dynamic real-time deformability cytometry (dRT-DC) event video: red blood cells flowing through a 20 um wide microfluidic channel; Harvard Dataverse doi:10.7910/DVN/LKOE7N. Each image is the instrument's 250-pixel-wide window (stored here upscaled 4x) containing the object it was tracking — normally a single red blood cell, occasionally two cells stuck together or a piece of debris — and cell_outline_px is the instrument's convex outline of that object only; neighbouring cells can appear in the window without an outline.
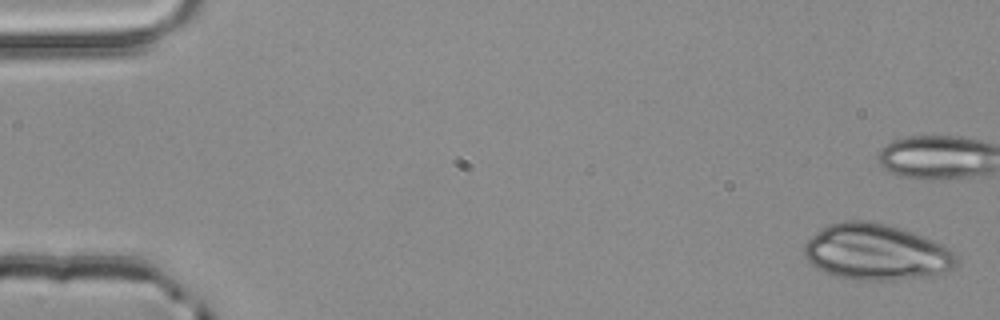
{"species": "common noctule bat (a hibernating species)", "species_latin": "Nyctalus noctula", "temperature_condition": "room temperature", "stored_images_in_passage": 6, "camera_frame_rate_fps": 3000, "um_per_image_px": 0.085, "animal": {"sex": "male", "body_mass_g": 20.4}, "frame": {"image": 1, "passage_image": 1, "time_ms": 0.0, "image_size_px": [1000, 320], "cell_outline_px": [[960, 264], [944, 272], [924, 276], [896, 280], [848, 280], [832, 276], [816, 268], [804, 256], [804, 244], [820, 228], [828, 224], [844, 220], [868, 220], [888, 224], [912, 232], [932, 240], [948, 248], [956, 256]], "centroid_in_image_um": [74.43, 21.43], "position_along_channel_um": 10.6, "area_um2": 50.05}}